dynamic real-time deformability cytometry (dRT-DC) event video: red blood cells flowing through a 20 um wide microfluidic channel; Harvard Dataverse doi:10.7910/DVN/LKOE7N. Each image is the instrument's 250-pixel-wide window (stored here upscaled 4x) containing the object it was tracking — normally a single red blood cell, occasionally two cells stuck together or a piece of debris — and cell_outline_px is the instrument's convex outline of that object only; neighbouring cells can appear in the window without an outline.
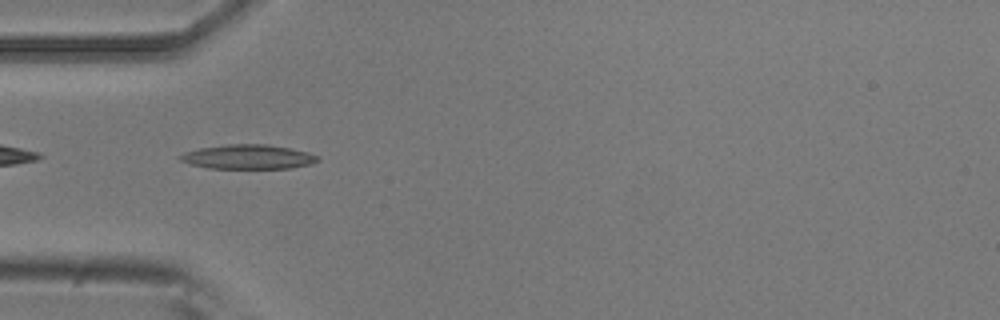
{"species": "common noctule bat (a hibernating species)", "species_latin": "Nyctalus noctula", "temperature_condition": "room temperature", "stored_images_in_passage": 38, "camera_frame_rate_fps": 3000, "um_per_image_px": 0.085, "animal": {"sex": "male", "body_mass_g": 20.5, "forearm_length_mm": 52.5}, "frame": {"image": 1, "passage_image": 2, "time_ms": 0.333, "image_size_px": [1000, 320], "cell_outline_px": [[320, 160], [308, 164], [288, 168], [208, 168], [192, 164], [180, 160], [176, 156], [184, 152], [200, 148], [228, 144], [268, 144], [308, 152], [320, 156]], "centroid_in_image_um": [21.07, 13.32], "position_along_channel_um": 63.9, "area_um2": 19.42}}
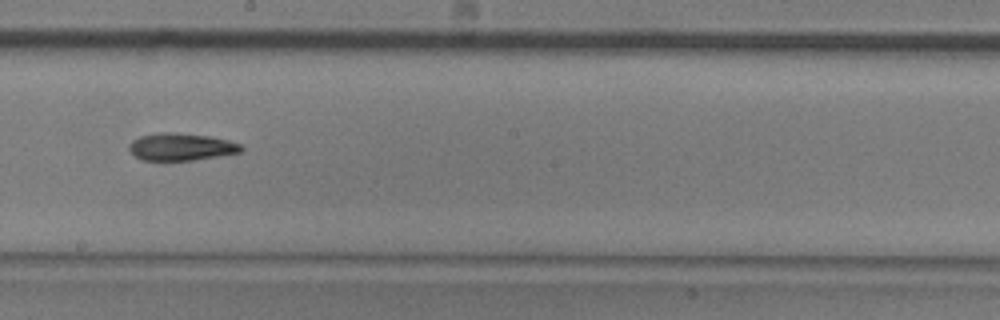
{"frame": {"image": 2, "passage_image": 15, "time_ms": 4.667, "image_size_px": [1000, 320], "cell_outline_px": [[244, 148], [240, 152], [192, 160], [140, 160], [132, 156], [128, 148], [128, 144], [132, 140], [140, 136], [160, 132], [176, 132], [208, 136], [228, 140], [240, 144]], "centroid_in_image_um": [15.32, 12.48], "position_along_channel_um": 232.9, "area_um2": 17.92}}
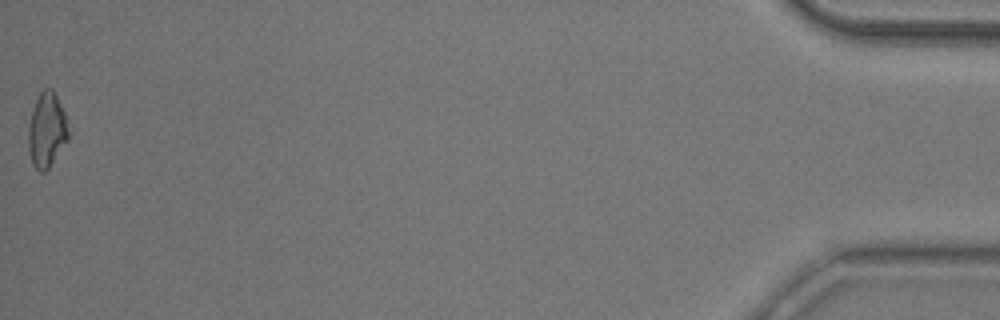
{"frame": {"image": 3, "passage_image": 38, "time_ms": 12.333, "image_size_px": [1000, 320], "cell_outline_px": [[68, 140], [48, 168], [44, 172], [40, 172], [32, 164], [28, 148], [28, 124], [36, 100], [40, 92], [44, 88], [52, 88], [64, 112], [68, 132]], "centroid_in_image_um": [3.95, 11.06], "position_along_channel_um": 431.2, "area_um2": 17.22}, "authors_computed_cell_mechanics": {"area_um2": 17.7735, "velocity_mm_per_s": 3.8924, "shape_relaxation_time_tau1_ms": 11.0481, "shape_relaxation_time_tau2_ms": 10.0071, "deformation_change_tau1": 0.2426, "deformation_change_tau2": 0.2329}}